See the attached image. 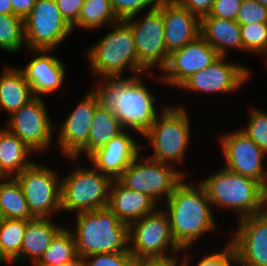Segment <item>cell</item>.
Here are the masks:
<instances>
[{
	"label": "cell",
	"mask_w": 267,
	"mask_h": 266,
	"mask_svg": "<svg viewBox=\"0 0 267 266\" xmlns=\"http://www.w3.org/2000/svg\"><path fill=\"white\" fill-rule=\"evenodd\" d=\"M96 96L91 90L77 102L62 124H55L56 143L62 157H74L87 143L92 119L98 107ZM57 129V130H56Z\"/></svg>",
	"instance_id": "ac0fdd59"
},
{
	"label": "cell",
	"mask_w": 267,
	"mask_h": 266,
	"mask_svg": "<svg viewBox=\"0 0 267 266\" xmlns=\"http://www.w3.org/2000/svg\"><path fill=\"white\" fill-rule=\"evenodd\" d=\"M200 35L219 56H229V49L244 52L240 25L236 20L204 16L200 19Z\"/></svg>",
	"instance_id": "603a6c76"
},
{
	"label": "cell",
	"mask_w": 267,
	"mask_h": 266,
	"mask_svg": "<svg viewBox=\"0 0 267 266\" xmlns=\"http://www.w3.org/2000/svg\"><path fill=\"white\" fill-rule=\"evenodd\" d=\"M159 0H111L113 10L120 20H124L143 10L152 9L158 5Z\"/></svg>",
	"instance_id": "d590c367"
},
{
	"label": "cell",
	"mask_w": 267,
	"mask_h": 266,
	"mask_svg": "<svg viewBox=\"0 0 267 266\" xmlns=\"http://www.w3.org/2000/svg\"><path fill=\"white\" fill-rule=\"evenodd\" d=\"M0 205L5 218L31 220L27 201L14 177L0 178Z\"/></svg>",
	"instance_id": "f546056e"
},
{
	"label": "cell",
	"mask_w": 267,
	"mask_h": 266,
	"mask_svg": "<svg viewBox=\"0 0 267 266\" xmlns=\"http://www.w3.org/2000/svg\"><path fill=\"white\" fill-rule=\"evenodd\" d=\"M12 14L25 18L33 9L36 0H11Z\"/></svg>",
	"instance_id": "7bdbcfd3"
},
{
	"label": "cell",
	"mask_w": 267,
	"mask_h": 266,
	"mask_svg": "<svg viewBox=\"0 0 267 266\" xmlns=\"http://www.w3.org/2000/svg\"><path fill=\"white\" fill-rule=\"evenodd\" d=\"M118 21L120 19L113 10L111 0H84L78 21L72 29L99 30Z\"/></svg>",
	"instance_id": "83f0119b"
},
{
	"label": "cell",
	"mask_w": 267,
	"mask_h": 266,
	"mask_svg": "<svg viewBox=\"0 0 267 266\" xmlns=\"http://www.w3.org/2000/svg\"><path fill=\"white\" fill-rule=\"evenodd\" d=\"M34 97L20 67L5 64L0 72V114L4 111L10 116Z\"/></svg>",
	"instance_id": "d4e9b609"
},
{
	"label": "cell",
	"mask_w": 267,
	"mask_h": 266,
	"mask_svg": "<svg viewBox=\"0 0 267 266\" xmlns=\"http://www.w3.org/2000/svg\"><path fill=\"white\" fill-rule=\"evenodd\" d=\"M4 220H5V217H4V214L2 212L1 205H0V223H2Z\"/></svg>",
	"instance_id": "bcb514c9"
},
{
	"label": "cell",
	"mask_w": 267,
	"mask_h": 266,
	"mask_svg": "<svg viewBox=\"0 0 267 266\" xmlns=\"http://www.w3.org/2000/svg\"><path fill=\"white\" fill-rule=\"evenodd\" d=\"M56 3L62 17L72 27L78 21L84 0H56Z\"/></svg>",
	"instance_id": "60d3db41"
},
{
	"label": "cell",
	"mask_w": 267,
	"mask_h": 266,
	"mask_svg": "<svg viewBox=\"0 0 267 266\" xmlns=\"http://www.w3.org/2000/svg\"><path fill=\"white\" fill-rule=\"evenodd\" d=\"M73 29L62 17L56 0H36L24 18L26 50H56Z\"/></svg>",
	"instance_id": "7c38bea8"
},
{
	"label": "cell",
	"mask_w": 267,
	"mask_h": 266,
	"mask_svg": "<svg viewBox=\"0 0 267 266\" xmlns=\"http://www.w3.org/2000/svg\"><path fill=\"white\" fill-rule=\"evenodd\" d=\"M248 116L247 125L239 129L267 155V110L251 107Z\"/></svg>",
	"instance_id": "e575fe53"
},
{
	"label": "cell",
	"mask_w": 267,
	"mask_h": 266,
	"mask_svg": "<svg viewBox=\"0 0 267 266\" xmlns=\"http://www.w3.org/2000/svg\"><path fill=\"white\" fill-rule=\"evenodd\" d=\"M112 28L98 42L87 48L88 63L95 80L144 74L138 68V57L132 29L124 21L109 25ZM124 72V73H123Z\"/></svg>",
	"instance_id": "277c9868"
},
{
	"label": "cell",
	"mask_w": 267,
	"mask_h": 266,
	"mask_svg": "<svg viewBox=\"0 0 267 266\" xmlns=\"http://www.w3.org/2000/svg\"><path fill=\"white\" fill-rule=\"evenodd\" d=\"M162 16L169 55L200 36V19L176 0H162Z\"/></svg>",
	"instance_id": "44dd1931"
},
{
	"label": "cell",
	"mask_w": 267,
	"mask_h": 266,
	"mask_svg": "<svg viewBox=\"0 0 267 266\" xmlns=\"http://www.w3.org/2000/svg\"><path fill=\"white\" fill-rule=\"evenodd\" d=\"M218 57V52L200 35L182 49L172 52L161 74H150L157 83L179 88L194 73L209 67Z\"/></svg>",
	"instance_id": "2e32d148"
},
{
	"label": "cell",
	"mask_w": 267,
	"mask_h": 266,
	"mask_svg": "<svg viewBox=\"0 0 267 266\" xmlns=\"http://www.w3.org/2000/svg\"><path fill=\"white\" fill-rule=\"evenodd\" d=\"M237 221L229 241L237 251L239 266H267V208Z\"/></svg>",
	"instance_id": "e0dca14e"
},
{
	"label": "cell",
	"mask_w": 267,
	"mask_h": 266,
	"mask_svg": "<svg viewBox=\"0 0 267 266\" xmlns=\"http://www.w3.org/2000/svg\"><path fill=\"white\" fill-rule=\"evenodd\" d=\"M33 153L16 135L0 127V178L14 177L30 166Z\"/></svg>",
	"instance_id": "4316f807"
},
{
	"label": "cell",
	"mask_w": 267,
	"mask_h": 266,
	"mask_svg": "<svg viewBox=\"0 0 267 266\" xmlns=\"http://www.w3.org/2000/svg\"><path fill=\"white\" fill-rule=\"evenodd\" d=\"M181 6L187 8L192 14L201 19L210 14L214 0H176Z\"/></svg>",
	"instance_id": "b9f144b4"
},
{
	"label": "cell",
	"mask_w": 267,
	"mask_h": 266,
	"mask_svg": "<svg viewBox=\"0 0 267 266\" xmlns=\"http://www.w3.org/2000/svg\"><path fill=\"white\" fill-rule=\"evenodd\" d=\"M26 49L24 19L14 14H0V50L17 53Z\"/></svg>",
	"instance_id": "1f68e13d"
},
{
	"label": "cell",
	"mask_w": 267,
	"mask_h": 266,
	"mask_svg": "<svg viewBox=\"0 0 267 266\" xmlns=\"http://www.w3.org/2000/svg\"><path fill=\"white\" fill-rule=\"evenodd\" d=\"M142 75L97 79L91 88L100 107L109 108L124 130L136 132L141 137L159 114L156 96Z\"/></svg>",
	"instance_id": "6da1fadb"
},
{
	"label": "cell",
	"mask_w": 267,
	"mask_h": 266,
	"mask_svg": "<svg viewBox=\"0 0 267 266\" xmlns=\"http://www.w3.org/2000/svg\"><path fill=\"white\" fill-rule=\"evenodd\" d=\"M187 171L139 154L117 179L123 186L150 196L159 206L188 177Z\"/></svg>",
	"instance_id": "ba28073f"
},
{
	"label": "cell",
	"mask_w": 267,
	"mask_h": 266,
	"mask_svg": "<svg viewBox=\"0 0 267 266\" xmlns=\"http://www.w3.org/2000/svg\"><path fill=\"white\" fill-rule=\"evenodd\" d=\"M159 110L156 120L142 136L148 141L146 145L153 150L152 155L148 154L147 157L178 168L176 165L185 160L191 142V118L182 104H165Z\"/></svg>",
	"instance_id": "8992f818"
},
{
	"label": "cell",
	"mask_w": 267,
	"mask_h": 266,
	"mask_svg": "<svg viewBox=\"0 0 267 266\" xmlns=\"http://www.w3.org/2000/svg\"><path fill=\"white\" fill-rule=\"evenodd\" d=\"M0 14H12L11 0H0Z\"/></svg>",
	"instance_id": "f6af8a7d"
},
{
	"label": "cell",
	"mask_w": 267,
	"mask_h": 266,
	"mask_svg": "<svg viewBox=\"0 0 267 266\" xmlns=\"http://www.w3.org/2000/svg\"><path fill=\"white\" fill-rule=\"evenodd\" d=\"M68 227L65 225L53 238L34 266H60L78 256L75 238Z\"/></svg>",
	"instance_id": "4dcf8cb0"
},
{
	"label": "cell",
	"mask_w": 267,
	"mask_h": 266,
	"mask_svg": "<svg viewBox=\"0 0 267 266\" xmlns=\"http://www.w3.org/2000/svg\"><path fill=\"white\" fill-rule=\"evenodd\" d=\"M60 266H87L85 257L78 255L74 259L65 262L63 265Z\"/></svg>",
	"instance_id": "ee69618b"
},
{
	"label": "cell",
	"mask_w": 267,
	"mask_h": 266,
	"mask_svg": "<svg viewBox=\"0 0 267 266\" xmlns=\"http://www.w3.org/2000/svg\"><path fill=\"white\" fill-rule=\"evenodd\" d=\"M133 259L130 251L96 253L85 257L87 266H131Z\"/></svg>",
	"instance_id": "74e56055"
},
{
	"label": "cell",
	"mask_w": 267,
	"mask_h": 266,
	"mask_svg": "<svg viewBox=\"0 0 267 266\" xmlns=\"http://www.w3.org/2000/svg\"><path fill=\"white\" fill-rule=\"evenodd\" d=\"M190 249L192 248H186L182 251V254H184L180 256V258L182 257V266H192L190 263L194 262L189 255ZM195 263V266H239V259L236 249L233 247L232 243L228 241L225 247L219 249V251H210L209 254L202 255L198 262L195 261Z\"/></svg>",
	"instance_id": "d6a6232c"
},
{
	"label": "cell",
	"mask_w": 267,
	"mask_h": 266,
	"mask_svg": "<svg viewBox=\"0 0 267 266\" xmlns=\"http://www.w3.org/2000/svg\"><path fill=\"white\" fill-rule=\"evenodd\" d=\"M39 163V164H38ZM58 170L34 161L14 176L35 218H52L61 211V178Z\"/></svg>",
	"instance_id": "30bf717a"
},
{
	"label": "cell",
	"mask_w": 267,
	"mask_h": 266,
	"mask_svg": "<svg viewBox=\"0 0 267 266\" xmlns=\"http://www.w3.org/2000/svg\"><path fill=\"white\" fill-rule=\"evenodd\" d=\"M32 53L30 62L20 68L31 85L34 96L43 97L59 91L63 86L66 67L59 57L52 55L53 50H26ZM64 65V66H63Z\"/></svg>",
	"instance_id": "ffe728a7"
},
{
	"label": "cell",
	"mask_w": 267,
	"mask_h": 266,
	"mask_svg": "<svg viewBox=\"0 0 267 266\" xmlns=\"http://www.w3.org/2000/svg\"><path fill=\"white\" fill-rule=\"evenodd\" d=\"M196 182L204 187L213 209L219 207L226 212L230 210L232 214L237 212V220L267 208L266 189L258 181L223 166L214 174Z\"/></svg>",
	"instance_id": "3957f363"
},
{
	"label": "cell",
	"mask_w": 267,
	"mask_h": 266,
	"mask_svg": "<svg viewBox=\"0 0 267 266\" xmlns=\"http://www.w3.org/2000/svg\"><path fill=\"white\" fill-rule=\"evenodd\" d=\"M75 215L76 224L69 230L75 238L78 255L130 251L128 225L108 207Z\"/></svg>",
	"instance_id": "5b68a950"
},
{
	"label": "cell",
	"mask_w": 267,
	"mask_h": 266,
	"mask_svg": "<svg viewBox=\"0 0 267 266\" xmlns=\"http://www.w3.org/2000/svg\"><path fill=\"white\" fill-rule=\"evenodd\" d=\"M266 207H267V189H266Z\"/></svg>",
	"instance_id": "c3c4849f"
},
{
	"label": "cell",
	"mask_w": 267,
	"mask_h": 266,
	"mask_svg": "<svg viewBox=\"0 0 267 266\" xmlns=\"http://www.w3.org/2000/svg\"><path fill=\"white\" fill-rule=\"evenodd\" d=\"M52 218L27 220L20 253V263L24 261L34 266L41 258L53 238L65 227Z\"/></svg>",
	"instance_id": "cb8c5ba5"
},
{
	"label": "cell",
	"mask_w": 267,
	"mask_h": 266,
	"mask_svg": "<svg viewBox=\"0 0 267 266\" xmlns=\"http://www.w3.org/2000/svg\"><path fill=\"white\" fill-rule=\"evenodd\" d=\"M123 131L117 116L109 108L98 106L93 115L88 143L74 157H66L65 159L77 164L82 153L88 158L93 152L105 146Z\"/></svg>",
	"instance_id": "484cf974"
},
{
	"label": "cell",
	"mask_w": 267,
	"mask_h": 266,
	"mask_svg": "<svg viewBox=\"0 0 267 266\" xmlns=\"http://www.w3.org/2000/svg\"><path fill=\"white\" fill-rule=\"evenodd\" d=\"M131 266H182L178 254L134 258Z\"/></svg>",
	"instance_id": "ab89813d"
},
{
	"label": "cell",
	"mask_w": 267,
	"mask_h": 266,
	"mask_svg": "<svg viewBox=\"0 0 267 266\" xmlns=\"http://www.w3.org/2000/svg\"><path fill=\"white\" fill-rule=\"evenodd\" d=\"M129 250L133 258L181 254L175 242L168 215L159 207L128 226Z\"/></svg>",
	"instance_id": "8fae6325"
},
{
	"label": "cell",
	"mask_w": 267,
	"mask_h": 266,
	"mask_svg": "<svg viewBox=\"0 0 267 266\" xmlns=\"http://www.w3.org/2000/svg\"><path fill=\"white\" fill-rule=\"evenodd\" d=\"M107 207L129 226L143 216L154 213L160 206L150 196L113 180Z\"/></svg>",
	"instance_id": "7402d4cb"
},
{
	"label": "cell",
	"mask_w": 267,
	"mask_h": 266,
	"mask_svg": "<svg viewBox=\"0 0 267 266\" xmlns=\"http://www.w3.org/2000/svg\"><path fill=\"white\" fill-rule=\"evenodd\" d=\"M77 165L61 178V211L77 214L108 206L113 179L102 174L93 165ZM66 211V212H65Z\"/></svg>",
	"instance_id": "52a82bcc"
},
{
	"label": "cell",
	"mask_w": 267,
	"mask_h": 266,
	"mask_svg": "<svg viewBox=\"0 0 267 266\" xmlns=\"http://www.w3.org/2000/svg\"><path fill=\"white\" fill-rule=\"evenodd\" d=\"M236 21L239 25L267 23V7L255 0H243Z\"/></svg>",
	"instance_id": "8d00e7d4"
},
{
	"label": "cell",
	"mask_w": 267,
	"mask_h": 266,
	"mask_svg": "<svg viewBox=\"0 0 267 266\" xmlns=\"http://www.w3.org/2000/svg\"><path fill=\"white\" fill-rule=\"evenodd\" d=\"M244 52L267 57V23L240 25ZM267 66V58L265 60Z\"/></svg>",
	"instance_id": "836d02e7"
},
{
	"label": "cell",
	"mask_w": 267,
	"mask_h": 266,
	"mask_svg": "<svg viewBox=\"0 0 267 266\" xmlns=\"http://www.w3.org/2000/svg\"><path fill=\"white\" fill-rule=\"evenodd\" d=\"M224 157L223 167L258 181L267 189V155L240 129L220 134L218 139ZM266 156V157H265Z\"/></svg>",
	"instance_id": "5bb4252c"
},
{
	"label": "cell",
	"mask_w": 267,
	"mask_h": 266,
	"mask_svg": "<svg viewBox=\"0 0 267 266\" xmlns=\"http://www.w3.org/2000/svg\"><path fill=\"white\" fill-rule=\"evenodd\" d=\"M257 1L259 4L266 6L267 7V0H255Z\"/></svg>",
	"instance_id": "7dc6e473"
},
{
	"label": "cell",
	"mask_w": 267,
	"mask_h": 266,
	"mask_svg": "<svg viewBox=\"0 0 267 266\" xmlns=\"http://www.w3.org/2000/svg\"><path fill=\"white\" fill-rule=\"evenodd\" d=\"M134 134L137 133L124 130L105 146L93 152L88 157V161L102 174L117 180L135 158L143 152L142 149H146L144 144H140L135 139Z\"/></svg>",
	"instance_id": "d6986e66"
},
{
	"label": "cell",
	"mask_w": 267,
	"mask_h": 266,
	"mask_svg": "<svg viewBox=\"0 0 267 266\" xmlns=\"http://www.w3.org/2000/svg\"><path fill=\"white\" fill-rule=\"evenodd\" d=\"M227 56H219L209 67L194 73L178 89L185 94H225L241 90L252 75V70L238 61H228ZM228 61V62H227Z\"/></svg>",
	"instance_id": "9a60e30c"
},
{
	"label": "cell",
	"mask_w": 267,
	"mask_h": 266,
	"mask_svg": "<svg viewBox=\"0 0 267 266\" xmlns=\"http://www.w3.org/2000/svg\"><path fill=\"white\" fill-rule=\"evenodd\" d=\"M189 179L185 177L160 205L168 215L173 238L182 249L192 248L197 239L217 230L214 210L204 187Z\"/></svg>",
	"instance_id": "7a4b0ae2"
},
{
	"label": "cell",
	"mask_w": 267,
	"mask_h": 266,
	"mask_svg": "<svg viewBox=\"0 0 267 266\" xmlns=\"http://www.w3.org/2000/svg\"><path fill=\"white\" fill-rule=\"evenodd\" d=\"M26 224V220L10 218L0 223V264H20Z\"/></svg>",
	"instance_id": "f1b7e54d"
},
{
	"label": "cell",
	"mask_w": 267,
	"mask_h": 266,
	"mask_svg": "<svg viewBox=\"0 0 267 266\" xmlns=\"http://www.w3.org/2000/svg\"><path fill=\"white\" fill-rule=\"evenodd\" d=\"M138 14L124 19L132 29L138 68L145 74L158 69L161 72L168 60L169 54L165 46L164 21L162 16V0L158 5L146 11L142 16ZM152 69V70H151ZM147 71V72H146Z\"/></svg>",
	"instance_id": "9c48e42d"
},
{
	"label": "cell",
	"mask_w": 267,
	"mask_h": 266,
	"mask_svg": "<svg viewBox=\"0 0 267 266\" xmlns=\"http://www.w3.org/2000/svg\"><path fill=\"white\" fill-rule=\"evenodd\" d=\"M44 97L35 96L16 112L8 116L3 125L9 132L22 140L35 155L54 146L55 124L50 119Z\"/></svg>",
	"instance_id": "4fadbf2b"
},
{
	"label": "cell",
	"mask_w": 267,
	"mask_h": 266,
	"mask_svg": "<svg viewBox=\"0 0 267 266\" xmlns=\"http://www.w3.org/2000/svg\"><path fill=\"white\" fill-rule=\"evenodd\" d=\"M243 0H214L212 10L207 16L236 20Z\"/></svg>",
	"instance_id": "f35d334b"
}]
</instances>
